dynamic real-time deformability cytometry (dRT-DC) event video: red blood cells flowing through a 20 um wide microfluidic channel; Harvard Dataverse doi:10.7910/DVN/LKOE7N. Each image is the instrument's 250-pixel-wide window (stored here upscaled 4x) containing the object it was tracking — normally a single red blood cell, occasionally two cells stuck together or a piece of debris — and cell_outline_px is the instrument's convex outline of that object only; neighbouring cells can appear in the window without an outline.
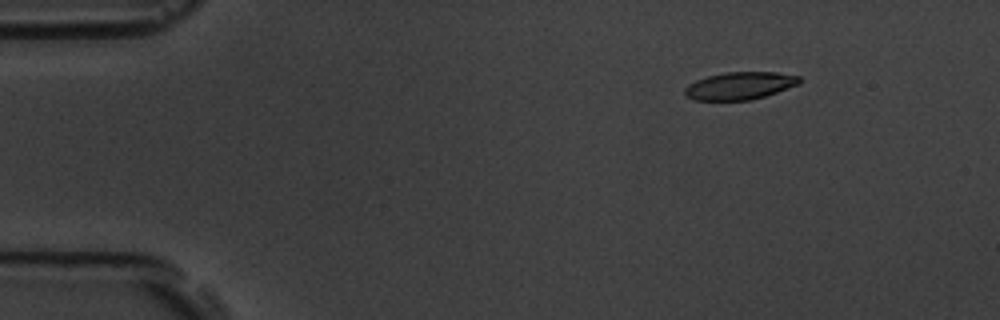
{"species": "common noctule bat (a hibernating species)", "species_latin": "Nyctalus noctula", "temperature_condition": "room temperature", "stored_images_in_passage": 8, "camera_frame_rate_fps": 3000, "um_per_image_px": 0.085, "animal": {"sex": "male", "body_mass_g": 19.5, "forearm_length_mm": 54.6}, "frame": {"image": 1, "passage_image": 3, "time_ms": 2.333, "image_size_px": [1000, 320], "cell_outline_px": [[800, 84], [764, 96], [748, 100], [692, 100], [684, 92], [684, 88], [688, 84], [696, 80], [708, 76], [724, 72], [776, 72], [800, 76]], "centroid_in_image_um": [62.87, 7.28], "position_along_channel_um": 22.1, "area_um2": 18.32}}
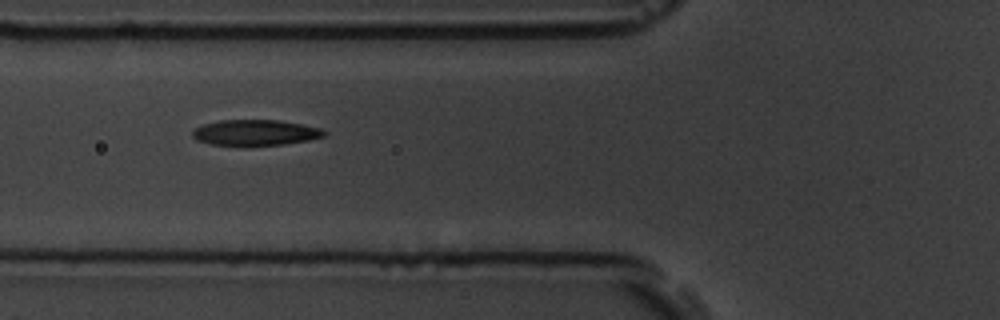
{"frame": {"image": 2, "passage_image": 7, "time_ms": 7.0, "image_size_px": [1000, 320], "cell_outline_px": [[328, 132], [324, 136], [308, 140], [284, 144], [244, 148], [208, 144], [196, 140], [192, 136], [192, 132], [196, 128], [204, 124], [220, 120], [276, 120], [300, 124], [320, 128]], "centroid_in_image_um": [21.65, 11.31], "position_along_channel_um": 104.1, "area_um2": 20.35}}
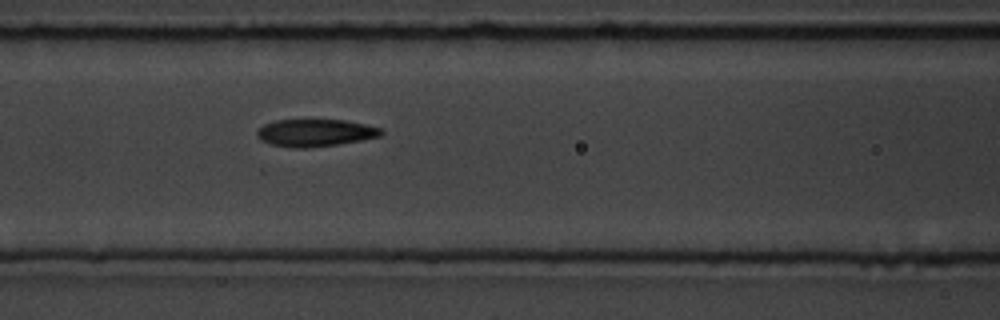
{"frame": {"image": 3, "passage_image": 8, "time_ms": 8.0, "image_size_px": [1000, 320], "cell_outline_px": [[384, 132], [380, 136], [360, 140], [336, 144], [308, 148], [292, 148], [272, 144], [260, 140], [256, 136], [256, 132], [264, 124], [276, 120], [344, 120], [384, 128]], "centroid_in_image_um": [26.79, 11.29], "position_along_channel_um": 139.8, "area_um2": 19.71}}